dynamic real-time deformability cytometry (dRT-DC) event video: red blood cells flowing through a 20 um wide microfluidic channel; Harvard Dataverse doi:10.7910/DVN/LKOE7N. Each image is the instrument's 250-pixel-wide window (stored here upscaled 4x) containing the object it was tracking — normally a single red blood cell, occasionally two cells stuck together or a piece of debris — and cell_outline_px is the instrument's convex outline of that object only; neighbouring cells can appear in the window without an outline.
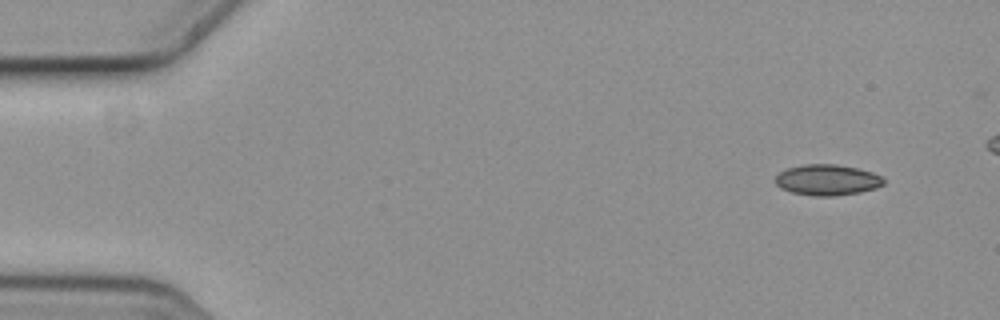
{"species": "common noctule bat (a hibernating species)", "species_latin": "Nyctalus noctula", "temperature_condition": "cold", "stored_images_in_passage": 7, "camera_frame_rate_fps": 3000, "um_per_image_px": 0.085, "animal": {"sex": "female", "body_mass_g": 19.3, "forearm_length_mm": 54.1}, "frame": {"image": 1, "passage_image": 1, "time_ms": 0.0, "image_size_px": [1000, 320], "cell_outline_px": [[884, 184], [876, 188], [860, 192], [832, 196], [816, 196], [792, 192], [780, 188], [776, 184], [776, 176], [780, 172], [788, 168], [804, 164], [836, 164], [856, 168], [872, 172], [880, 176], [884, 180]], "centroid_in_image_um": [70.31, 15.29], "position_along_channel_um": 14.7, "area_um2": 19.31}}
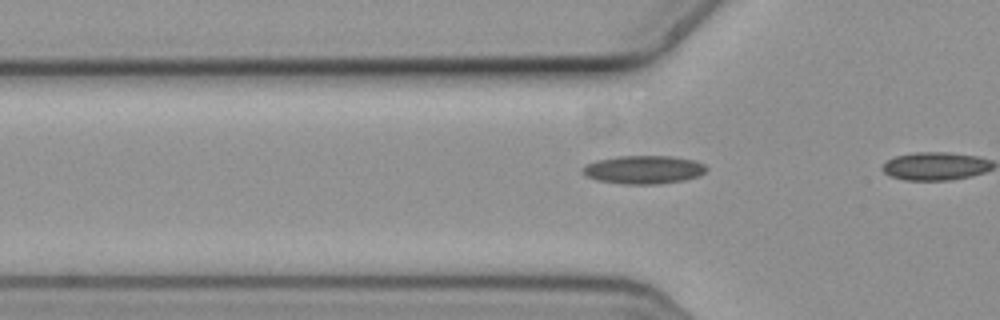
{"frame": {"image": 2, "passage_image": 6, "time_ms": 1.667, "image_size_px": [1000, 320], "cell_outline_px": [[708, 168], [700, 176], [684, 180], [656, 184], [624, 184], [600, 180], [588, 176], [584, 172], [584, 168], [588, 164], [596, 160], [616, 156], [672, 156], [696, 160], [704, 164]], "centroid_in_image_um": [54.79, 14.41], "position_along_channel_um": 71.0, "area_um2": 20.23}}